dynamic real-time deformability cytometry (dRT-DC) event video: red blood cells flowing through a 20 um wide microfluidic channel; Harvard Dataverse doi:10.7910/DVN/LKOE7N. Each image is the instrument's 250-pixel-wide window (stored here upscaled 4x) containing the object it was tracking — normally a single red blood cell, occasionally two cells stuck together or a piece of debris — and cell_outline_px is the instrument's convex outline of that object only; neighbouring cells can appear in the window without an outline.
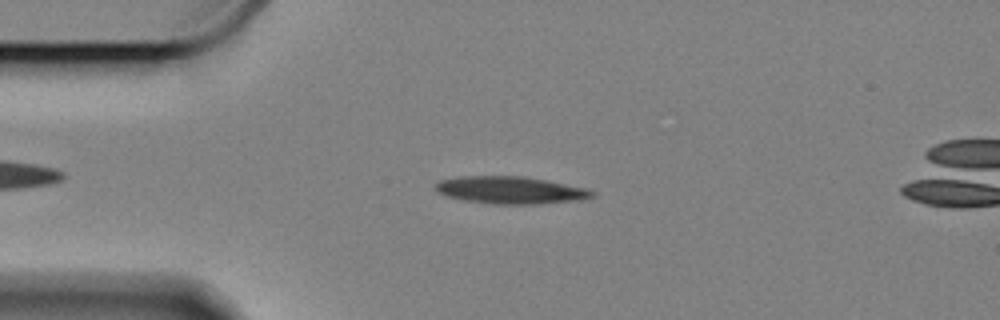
{"species": "Egyptian fruit bat (a non-hibernating species)", "species_latin": "Rousettus aegyptiacus", "temperature_condition": "cold", "stored_images_in_passage": 51, "camera_frame_rate_fps": 3000, "um_per_image_px": 0.085, "animal": {"sex": "female"}, "frame": {"image": 1, "passage_image": 5, "time_ms": 1.333, "image_size_px": [1000, 320], "cell_outline_px": [[596, 196], [580, 200], [536, 204], [496, 204], [468, 200], [448, 196], [440, 192], [436, 188], [436, 184], [440, 180], [460, 176], [520, 176], [548, 180], [588, 188], [596, 192]], "centroid_in_image_um": [43.49, 16.15], "position_along_channel_um": 41.5, "area_um2": 24.8}}
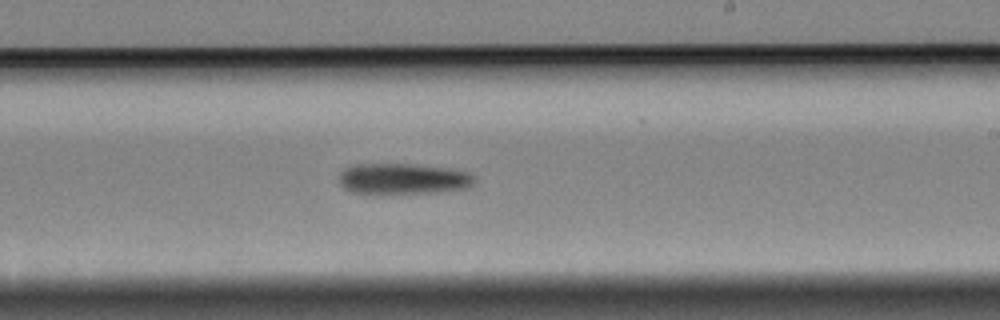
{"frame": {"image": 2, "passage_image": 26, "time_ms": 8.333, "image_size_px": [1000, 320], "cell_outline_px": [[476, 180], [468, 188], [436, 192], [380, 196], [352, 192], [344, 188], [340, 184], [340, 172], [348, 168], [364, 164], [416, 164], [448, 168], [468, 172], [476, 176]], "centroid_in_image_um": [34.28, 15.24], "position_along_channel_um": 254.7, "area_um2": 25.03}}
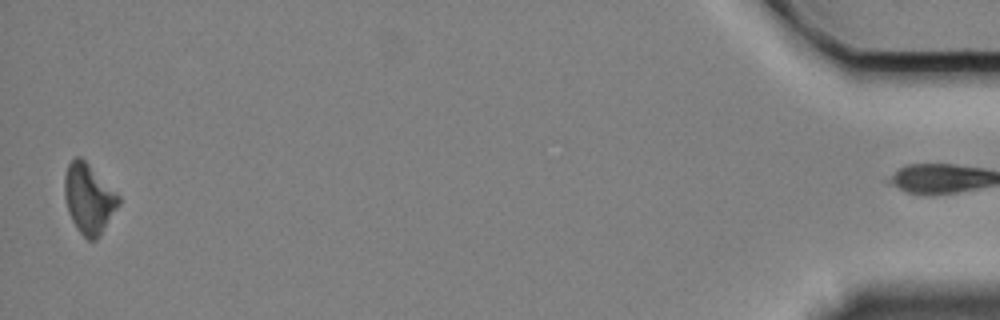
{"frame": {"image": 3, "passage_image": 50, "time_ms": 16.333, "image_size_px": [1000, 320], "cell_outline_px": [[120, 204], [100, 236], [96, 240], [88, 240], [76, 228], [68, 212], [64, 196], [64, 176], [68, 164], [76, 156], [80, 156], [120, 196]], "centroid_in_image_um": [7.54, 16.9], "position_along_channel_um": 427.7, "area_um2": 21.91}, "authors_computed_cell_mechanics": {"area_um2": 24.1604, "velocity_mm_per_s": 3.3083, "shape_relaxation_time_tau1_ms": 2.2029, "shape_relaxation_time_tau2_ms": null, "deformation_change_tau1": 0.1061, "deformation_change_tau2": null}}